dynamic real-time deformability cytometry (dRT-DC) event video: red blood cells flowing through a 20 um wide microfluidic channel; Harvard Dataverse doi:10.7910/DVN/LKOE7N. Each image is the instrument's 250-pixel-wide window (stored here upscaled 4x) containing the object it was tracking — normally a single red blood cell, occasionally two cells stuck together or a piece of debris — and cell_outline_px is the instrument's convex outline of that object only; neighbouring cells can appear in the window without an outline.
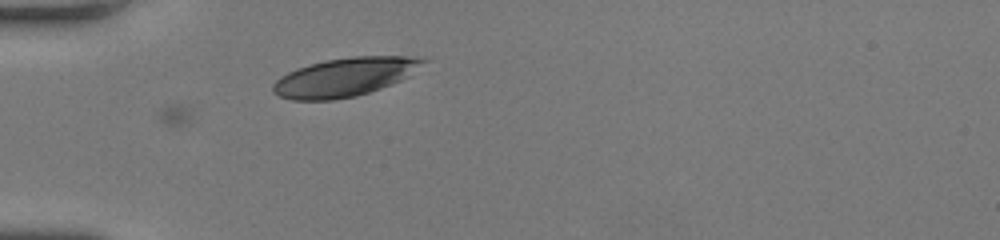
{"species": "human", "species_latin": "Homo sapiens", "temperature_condition": "room temperature", "stored_images_in_passage": 6, "camera_frame_rate_fps": 3000, "um_per_image_px": 0.085, "donor": {"sex": "female"}, "frame": {"image": 1, "passage_image": 1, "time_ms": 0.0, "image_size_px": [1000, 240], "cell_outline_px": [[428, 60], [400, 80], [380, 88], [356, 96], [332, 100], [292, 100], [280, 96], [272, 92], [272, 84], [280, 76], [296, 68], [328, 60], [352, 56], [408, 56]], "centroid_in_image_um": [29.23, 6.56], "position_along_channel_um": 55.8, "area_um2": 33.23}}
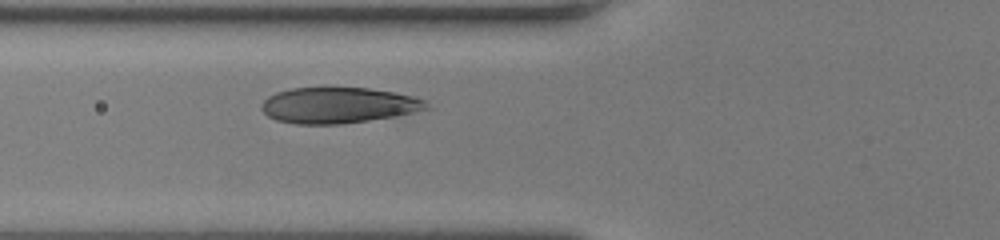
{"frame": {"image": 2, "passage_image": 5, "time_ms": 1.333, "image_size_px": [1000, 240], "cell_outline_px": [[432, 108], [396, 116], [340, 124], [296, 124], [276, 120], [268, 116], [260, 108], [260, 104], [268, 96], [276, 92], [292, 88], [368, 88], [392, 92], [412, 96], [424, 100]], "centroid_in_image_um": [28.74, 8.95], "position_along_channel_um": 97.1, "area_um2": 34.39}}